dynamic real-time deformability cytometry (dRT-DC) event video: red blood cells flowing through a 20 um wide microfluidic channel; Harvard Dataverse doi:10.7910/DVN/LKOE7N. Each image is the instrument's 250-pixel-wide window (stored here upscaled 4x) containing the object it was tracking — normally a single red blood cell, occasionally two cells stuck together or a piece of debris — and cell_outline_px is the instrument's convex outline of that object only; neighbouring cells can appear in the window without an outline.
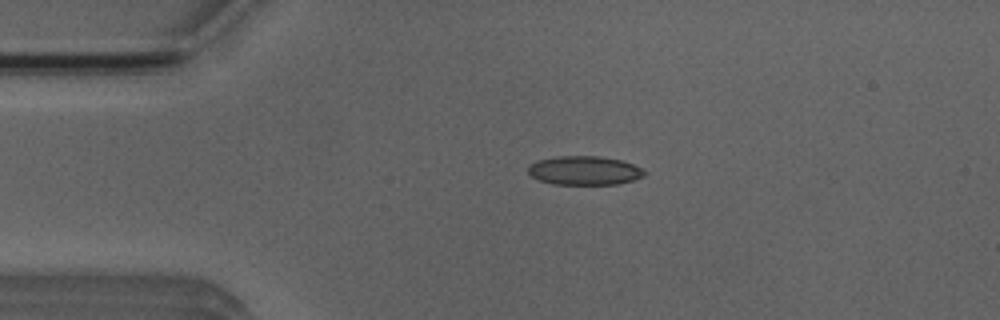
{"species": "Egyptian fruit bat (a non-hibernating species)", "species_latin": "Rousettus aegyptiacus", "temperature_condition": "room temperature", "stored_images_in_passage": 4, "camera_frame_rate_fps": 3000, "um_per_image_px": 0.085, "animal": {"sex": "male"}, "frame": {"image": 1, "passage_image": 3, "time_ms": 2.333, "image_size_px": [1000, 320], "cell_outline_px": [[648, 172], [644, 176], [632, 180], [616, 184], [552, 184], [540, 180], [532, 176], [528, 172], [528, 164], [536, 160], [560, 156], [596, 156], [620, 160], [632, 164]], "centroid_in_image_um": [49.65, 14.49], "position_along_channel_um": 35.4, "area_um2": 19.48}}